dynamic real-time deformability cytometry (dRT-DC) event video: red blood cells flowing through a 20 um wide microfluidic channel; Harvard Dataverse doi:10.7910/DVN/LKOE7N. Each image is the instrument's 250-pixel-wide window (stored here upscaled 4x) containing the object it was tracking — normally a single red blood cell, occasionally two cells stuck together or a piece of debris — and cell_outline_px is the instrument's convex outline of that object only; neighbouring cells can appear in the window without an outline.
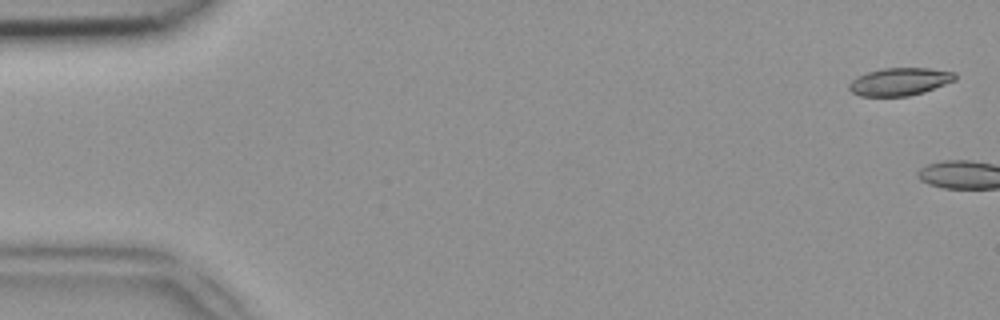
{"species": "common noctule bat (a hibernating species)", "species_latin": "Nyctalus noctula", "temperature_condition": "room temperature", "stored_images_in_passage": 5, "camera_frame_rate_fps": 3000, "um_per_image_px": 0.085, "animal": {"sex": "female", "body_mass_g": 18.4}, "frame": {"image": 1, "passage_image": 2, "time_ms": 0.333, "image_size_px": [1000, 320], "cell_outline_px": [[956, 80], [924, 92], [908, 96], [860, 96], [852, 92], [848, 88], [848, 84], [852, 80], [868, 72], [884, 68], [928, 68], [956, 72]], "centroid_in_image_um": [76.5, 6.94], "position_along_channel_um": 8.5, "area_um2": 17.05}}